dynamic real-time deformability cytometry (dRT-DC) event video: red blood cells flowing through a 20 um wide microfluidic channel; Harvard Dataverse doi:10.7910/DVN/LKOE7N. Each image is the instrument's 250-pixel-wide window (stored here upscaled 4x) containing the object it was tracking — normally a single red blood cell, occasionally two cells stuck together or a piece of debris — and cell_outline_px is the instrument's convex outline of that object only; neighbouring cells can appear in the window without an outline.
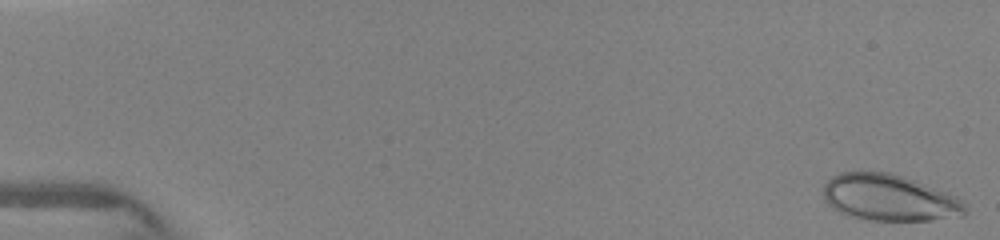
{"species": "human", "species_latin": "Homo sapiens", "temperature_condition": "warm", "stored_images_in_passage": 68, "camera_frame_rate_fps": 3000, "um_per_image_px": 0.085, "donor": {"sex": "female"}, "frame": {"image": 1, "passage_image": 1, "time_ms": 0.0, "image_size_px": [1000, 240], "cell_outline_px": [[968, 212], [964, 216], [932, 220], [872, 220], [852, 216], [840, 212], [832, 208], [824, 200], [824, 184], [832, 176], [840, 172], [888, 172], [916, 180], [948, 192], [956, 196], [968, 204]], "centroid_in_image_um": [75.66, 16.81], "position_along_channel_um": 9.3, "area_um2": 38.67}}
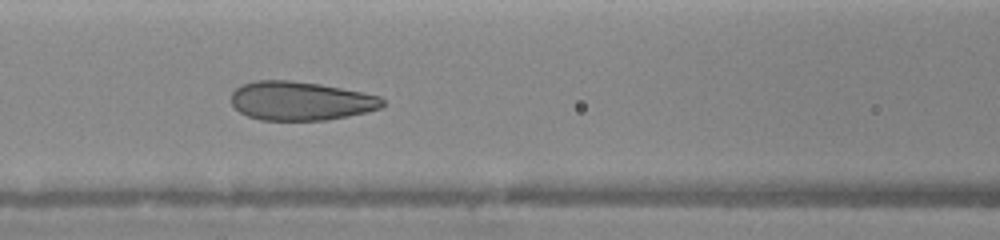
{"frame": {"image": 2, "passage_image": 59, "time_ms": 6.667, "image_size_px": [1000, 240], "cell_outline_px": [[384, 104], [380, 108], [368, 112], [328, 120], [260, 120], [248, 116], [240, 112], [232, 104], [232, 92], [236, 88], [244, 84], [256, 80], [288, 80], [320, 84], [380, 96], [384, 100]], "centroid_in_image_um": [25.56, 8.58], "position_along_channel_um": 141.0, "area_um2": 34.16}}
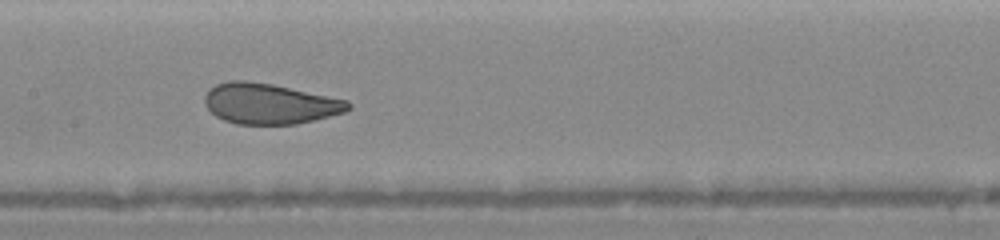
{"frame": {"image": 3, "passage_image": 67, "time_ms": 7.667, "image_size_px": [1000, 240], "cell_outline_px": [[352, 108], [344, 112], [316, 120], [296, 124], [236, 124], [224, 120], [216, 116], [204, 104], [204, 96], [208, 88], [216, 84], [228, 80], [248, 80], [272, 84], [348, 100], [352, 104]], "centroid_in_image_um": [22.91, 8.81], "position_along_channel_um": 184.5, "area_um2": 34.16}}